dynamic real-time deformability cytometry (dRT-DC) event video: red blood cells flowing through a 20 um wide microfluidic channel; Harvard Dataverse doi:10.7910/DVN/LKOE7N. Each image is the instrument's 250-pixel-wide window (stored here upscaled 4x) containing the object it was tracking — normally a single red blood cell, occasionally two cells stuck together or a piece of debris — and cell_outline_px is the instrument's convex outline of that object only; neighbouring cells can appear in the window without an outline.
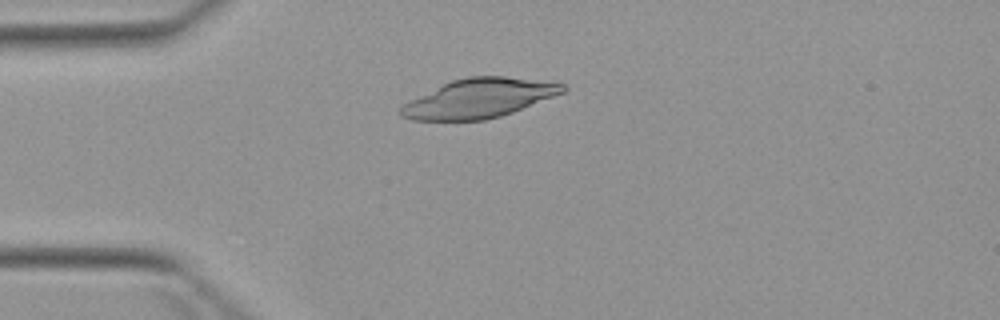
{"species": "Egyptian fruit bat (a non-hibernating species)", "species_latin": "Rousettus aegyptiacus", "temperature_condition": "warm", "stored_images_in_passage": 1, "camera_frame_rate_fps": 3000, "um_per_image_px": 0.085, "animal": {"sex": "female"}, "frame": {"image": 1, "passage_image": 1, "time_ms": 0.0, "image_size_px": [1000, 320], "cell_outline_px": [[568, 88], [564, 92], [512, 112], [500, 116], [484, 120], [412, 120], [400, 116], [400, 108], [404, 104], [452, 80], [468, 76], [504, 76], [564, 84]], "centroid_in_image_um": [40.73, 8.36], "position_along_channel_um": 44.3, "area_um2": 36.18}}